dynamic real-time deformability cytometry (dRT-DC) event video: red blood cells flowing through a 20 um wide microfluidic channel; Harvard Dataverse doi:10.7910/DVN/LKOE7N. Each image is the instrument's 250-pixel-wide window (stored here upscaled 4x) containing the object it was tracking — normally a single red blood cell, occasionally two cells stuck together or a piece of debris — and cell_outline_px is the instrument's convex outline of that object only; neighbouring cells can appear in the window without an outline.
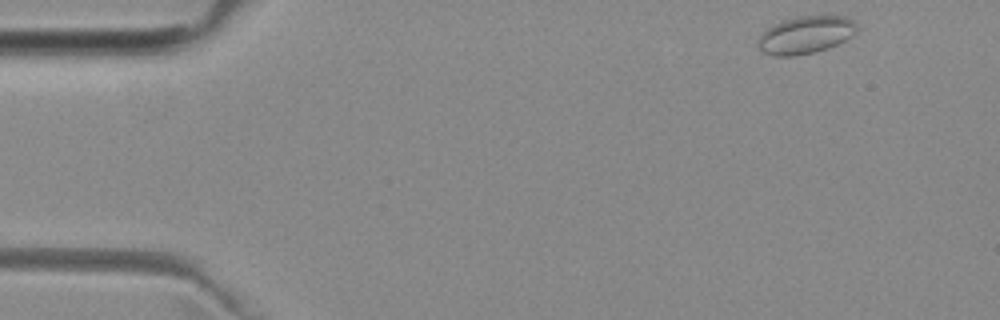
{"species": "common noctule bat (a hibernating species)", "species_latin": "Nyctalus noctula", "temperature_condition": "room temperature", "stored_images_in_passage": 5, "camera_frame_rate_fps": 3000, "um_per_image_px": 0.085, "animal": {"sex": "female", "body_mass_g": 29.2, "forearm_length_mm": 56.3}, "frame": {"image": 1, "passage_image": 1, "time_ms": 0.0, "image_size_px": [1000, 320], "cell_outline_px": [[856, 32], [852, 36], [828, 48], [796, 56], [776, 56], [764, 52], [756, 48], [756, 40], [772, 24], [780, 20], [800, 16], [848, 16], [856, 20]], "centroid_in_image_um": [68.45, 2.95], "position_along_channel_um": 16.5, "area_um2": 21.79}}
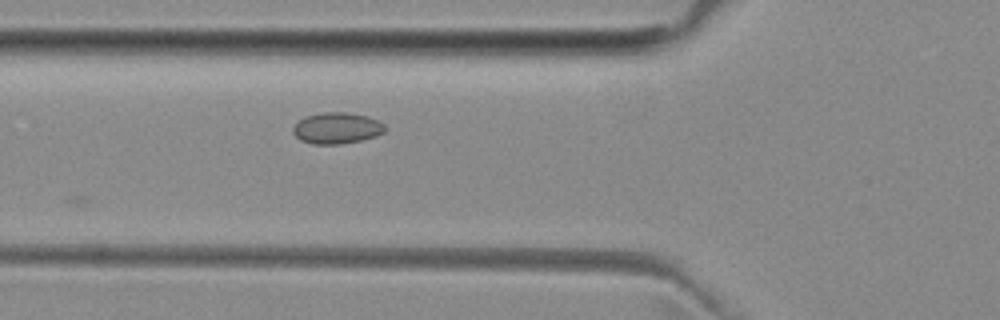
{"frame": {"image": 2, "passage_image": 5, "time_ms": 4.667, "image_size_px": [1000, 320], "cell_outline_px": [[384, 132], [376, 136], [360, 140], [340, 144], [312, 144], [300, 140], [292, 132], [292, 128], [304, 116], [324, 112], [348, 112], [368, 116], [384, 124]], "centroid_in_image_um": [28.61, 10.88], "position_along_channel_um": 97.2, "area_um2": 16.7}}